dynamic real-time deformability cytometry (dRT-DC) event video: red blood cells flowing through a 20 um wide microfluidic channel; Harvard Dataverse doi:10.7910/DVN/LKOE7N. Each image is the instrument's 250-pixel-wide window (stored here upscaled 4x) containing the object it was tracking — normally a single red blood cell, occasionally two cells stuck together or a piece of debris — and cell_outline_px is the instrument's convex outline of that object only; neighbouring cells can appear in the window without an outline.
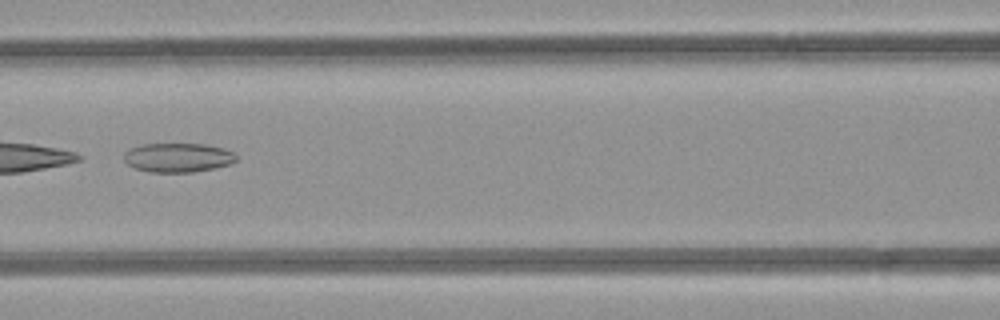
{"species": "common noctule bat (a hibernating species)", "species_latin": "Nyctalus noctula", "temperature_condition": "room temperature", "stored_images_in_passage": 4, "camera_frame_rate_fps": 3000, "um_per_image_px": 0.085, "animal": {"sex": "female", "body_mass_g": 21.9}, "frame": {"image": 1, "passage_image": 4, "time_ms": 3.333, "image_size_px": [1000, 320], "cell_outline_px": [[236, 160], [228, 164], [216, 168], [192, 172], [148, 172], [136, 168], [128, 164], [124, 160], [124, 152], [132, 148], [144, 144], [208, 144], [224, 148], [236, 152]], "centroid_in_image_um": [15.16, 13.39], "position_along_channel_um": 151.4, "area_um2": 19.13}}